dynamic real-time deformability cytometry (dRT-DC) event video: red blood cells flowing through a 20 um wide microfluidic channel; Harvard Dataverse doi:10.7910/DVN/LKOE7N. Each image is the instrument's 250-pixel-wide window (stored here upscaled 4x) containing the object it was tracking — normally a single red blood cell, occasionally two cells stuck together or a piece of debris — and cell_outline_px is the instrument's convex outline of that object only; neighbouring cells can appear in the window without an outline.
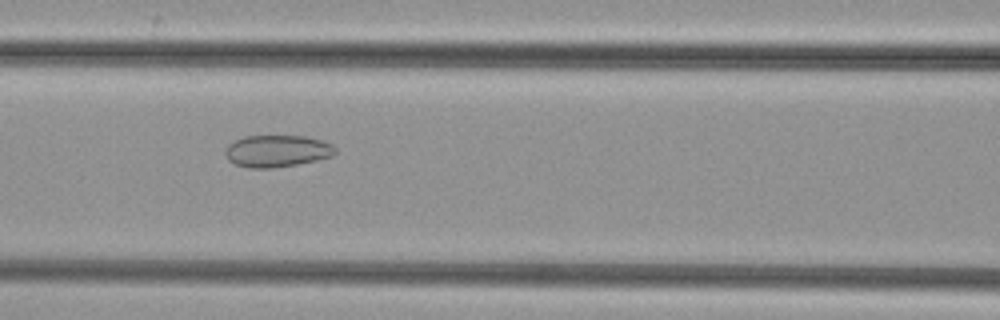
{"species": "common noctule bat (a hibernating species)", "species_latin": "Nyctalus noctula", "temperature_condition": "cold", "stored_images_in_passage": 27, "camera_frame_rate_fps": 3000, "um_per_image_px": 0.085, "animal": {"sex": "female", "body_mass_g": 29.2, "forearm_length_mm": 56.3}, "frame": {"image": 1, "passage_image": 9, "time_ms": 2.667, "image_size_px": [1000, 320], "cell_outline_px": [[336, 152], [332, 156], [316, 160], [296, 164], [272, 168], [248, 168], [236, 164], [228, 160], [224, 152], [228, 144], [244, 136], [308, 136], [324, 140], [332, 144], [336, 148]], "centroid_in_image_um": [23.56, 12.83], "position_along_channel_um": 143.0, "area_um2": 20.58}}
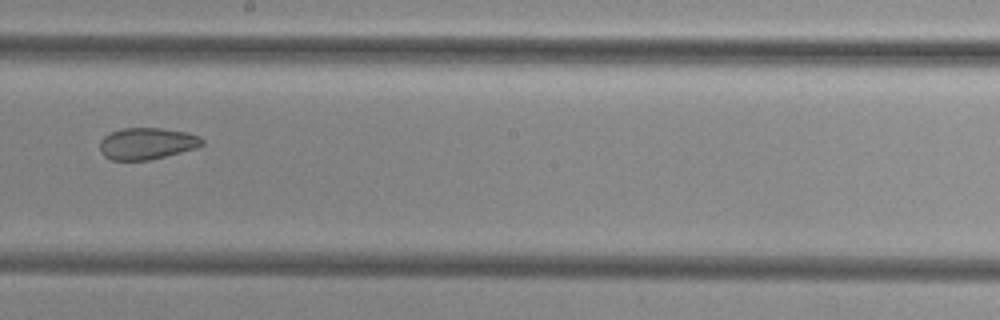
{"frame": {"image": 2, "passage_image": 16, "time_ms": 5.0, "image_size_px": [1000, 320], "cell_outline_px": [[204, 144], [196, 148], [148, 160], [112, 160], [104, 156], [100, 152], [100, 140], [104, 136], [120, 128], [160, 128], [184, 132], [200, 136], [204, 140]], "centroid_in_image_um": [12.47, 12.2], "position_along_channel_um": 235.7, "area_um2": 18.79}}
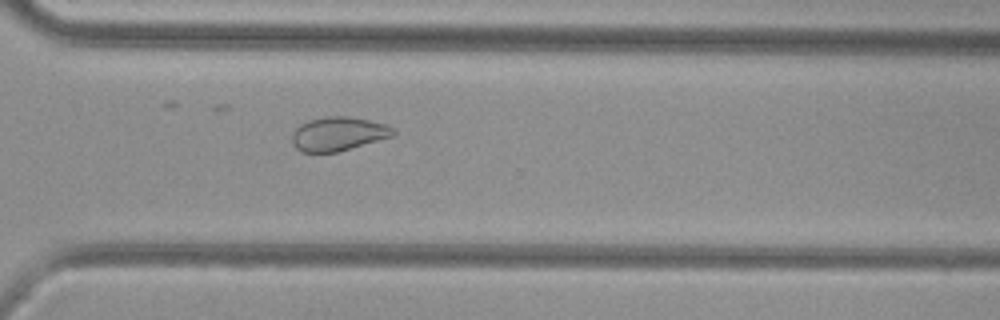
{"frame": {"image": 3, "passage_image": 24, "time_ms": 7.667, "image_size_px": [1000, 320], "cell_outline_px": [[396, 132], [392, 136], [336, 152], [300, 152], [292, 144], [292, 132], [300, 124], [308, 120], [328, 116], [348, 116], [388, 124], [396, 128]], "centroid_in_image_um": [28.74, 11.37], "position_along_channel_um": 341.9, "area_um2": 20.0}}